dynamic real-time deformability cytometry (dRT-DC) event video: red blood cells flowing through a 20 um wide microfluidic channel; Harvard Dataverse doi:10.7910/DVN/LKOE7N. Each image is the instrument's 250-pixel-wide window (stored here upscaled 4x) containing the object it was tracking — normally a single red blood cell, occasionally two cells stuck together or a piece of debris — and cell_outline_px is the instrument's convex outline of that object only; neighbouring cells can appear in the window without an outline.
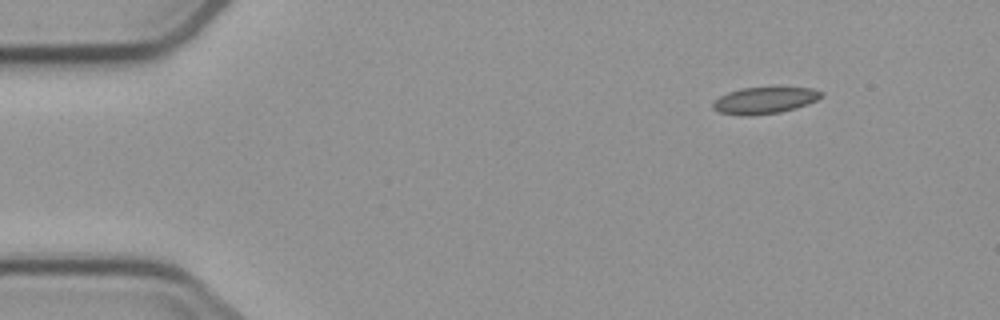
{"species": "common noctule bat (a hibernating species)", "species_latin": "Nyctalus noctula", "temperature_condition": "cold", "stored_images_in_passage": 7, "camera_frame_rate_fps": 3000, "um_per_image_px": 0.085, "animal": {"sex": "male", "body_mass_g": 23.1, "forearm_length_mm": 52.7}, "frame": {"image": 1, "passage_image": 1, "time_ms": 0.0, "image_size_px": [1000, 320], "cell_outline_px": [[824, 96], [808, 104], [796, 108], [780, 112], [748, 116], [744, 116], [720, 112], [712, 108], [712, 104], [720, 96], [728, 92], [744, 88], [812, 88], [824, 92]], "centroid_in_image_um": [65.01, 8.54], "position_along_channel_um": 20.0, "area_um2": 16.65}}
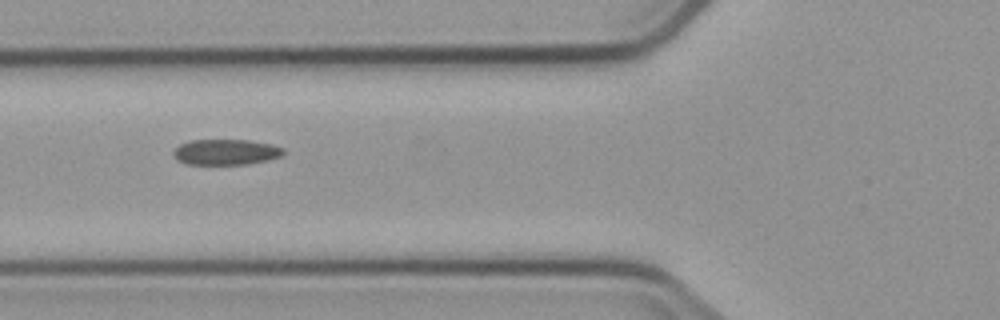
{"frame": {"image": 2, "passage_image": 5, "time_ms": 4.667, "image_size_px": [1000, 320], "cell_outline_px": [[284, 152], [280, 156], [268, 160], [248, 164], [184, 164], [176, 160], [172, 156], [172, 152], [180, 144], [188, 140], [248, 140], [272, 144], [284, 148]], "centroid_in_image_um": [19.16, 12.92], "position_along_channel_um": 106.6, "area_um2": 16.59}}
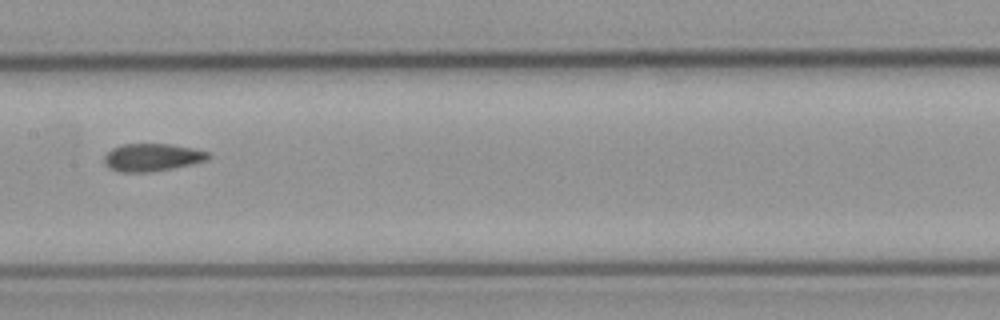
{"frame": {"image": 3, "passage_image": 7, "time_ms": 7.0, "image_size_px": [1000, 320], "cell_outline_px": [[212, 156], [208, 160], [192, 164], [172, 168], [148, 172], [120, 172], [108, 168], [104, 164], [104, 156], [112, 148], [120, 144], [172, 144], [192, 148], [208, 152]], "centroid_in_image_um": [12.92, 13.37], "position_along_channel_um": 194.5, "area_um2": 16.88}}